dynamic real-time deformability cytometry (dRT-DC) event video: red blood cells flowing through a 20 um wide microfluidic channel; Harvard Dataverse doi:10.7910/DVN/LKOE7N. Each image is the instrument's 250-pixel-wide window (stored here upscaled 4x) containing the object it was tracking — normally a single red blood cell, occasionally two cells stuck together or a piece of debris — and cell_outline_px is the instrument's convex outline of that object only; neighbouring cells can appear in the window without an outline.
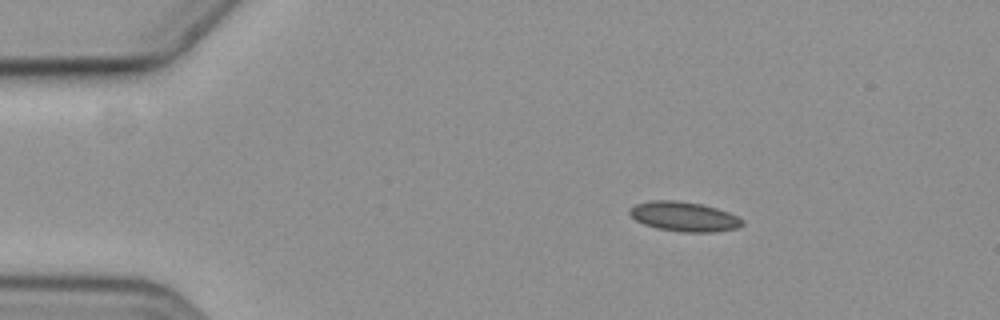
{"species": "common noctule bat (a hibernating species)", "species_latin": "Nyctalus noctula", "temperature_condition": "cold", "stored_images_in_passage": 5, "camera_frame_rate_fps": 3000, "um_per_image_px": 0.085, "animal": {"sex": "female", "body_mass_g": 19.3, "forearm_length_mm": 54.1}, "frame": {"image": 1, "passage_image": 2, "time_ms": 1.333, "image_size_px": [1000, 320], "cell_outline_px": [[744, 224], [740, 228], [716, 232], [684, 232], [656, 228], [644, 224], [636, 220], [628, 212], [636, 204], [652, 200], [676, 200], [700, 204], [716, 208], [728, 212], [744, 220]], "centroid_in_image_um": [58.18, 18.42], "position_along_channel_um": 26.8, "area_um2": 19.42}}
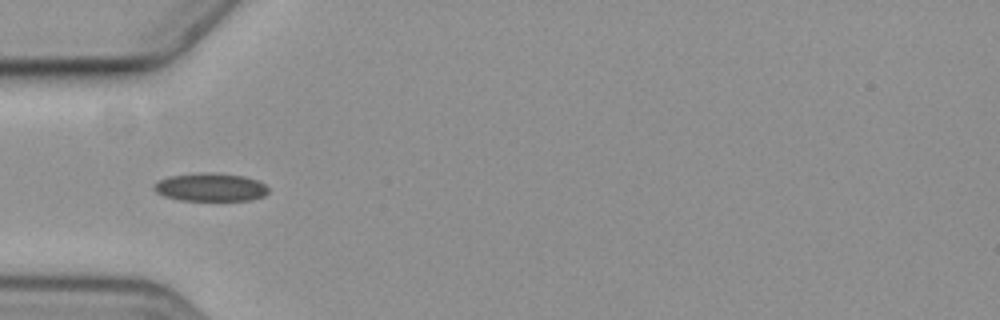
{"frame": {"image": 2, "passage_image": 4, "time_ms": 4.333, "image_size_px": [1000, 320], "cell_outline_px": [[268, 192], [264, 196], [252, 200], [180, 200], [164, 196], [156, 192], [152, 188], [160, 180], [168, 176], [200, 172], [212, 172], [244, 176], [256, 180], [264, 184], [268, 188]], "centroid_in_image_um": [17.89, 15.91], "position_along_channel_um": 67.1, "area_um2": 18.79}}
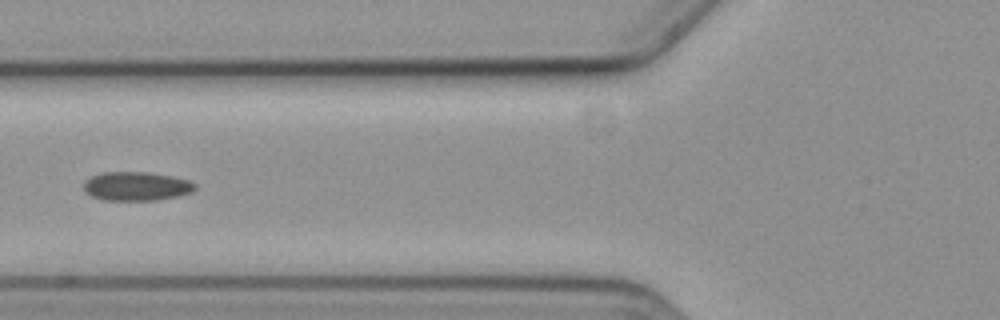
{"frame": {"image": 3, "passage_image": 5, "time_ms": 5.667, "image_size_px": [1000, 320], "cell_outline_px": [[196, 188], [192, 192], [176, 196], [156, 200], [104, 200], [92, 196], [84, 192], [84, 180], [100, 172], [148, 172], [172, 176], [188, 180], [196, 184]], "centroid_in_image_um": [11.57, 15.82], "position_along_channel_um": 114.2, "area_um2": 18.79}}